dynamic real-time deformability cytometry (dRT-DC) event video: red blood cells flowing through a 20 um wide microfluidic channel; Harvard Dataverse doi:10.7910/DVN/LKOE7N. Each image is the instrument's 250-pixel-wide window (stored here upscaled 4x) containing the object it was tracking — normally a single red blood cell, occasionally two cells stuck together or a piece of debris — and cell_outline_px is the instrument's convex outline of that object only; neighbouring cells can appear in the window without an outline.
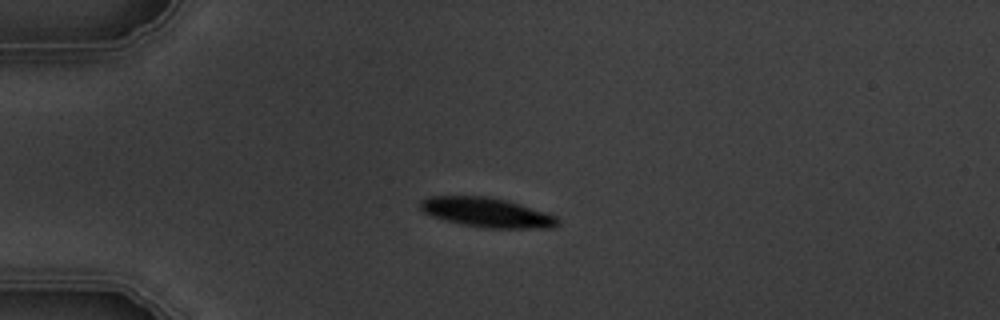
{"species": "common noctule bat (a hibernating species)", "species_latin": "Nyctalus noctula", "temperature_condition": "warm", "stored_images_in_passage": 9, "camera_frame_rate_fps": 3000, "um_per_image_px": 0.085, "animal": {"sex": "male", "body_mass_g": 19.5, "forearm_length_mm": 54.6}, "frame": {"image": 1, "passage_image": 4, "time_ms": 3.333, "image_size_px": [1000, 320], "cell_outline_px": [[560, 224], [552, 228], [484, 228], [460, 224], [444, 220], [432, 216], [424, 212], [420, 208], [420, 200], [428, 196], [488, 196], [520, 204], [556, 216], [560, 220]], "centroid_in_image_um": [41.36, 18.06], "position_along_channel_um": 43.6, "area_um2": 23.7}}
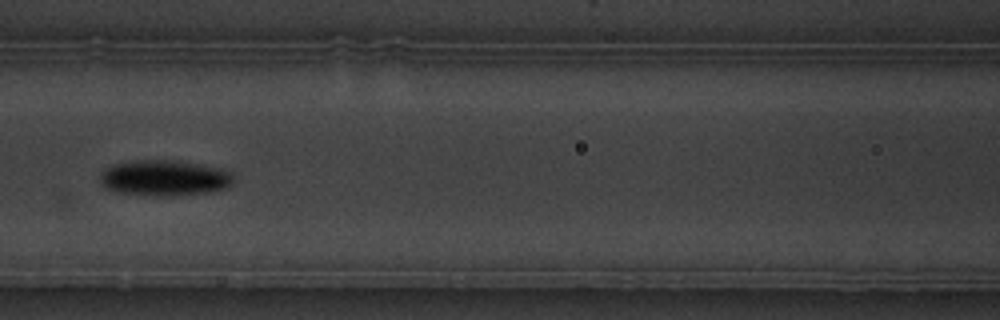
{"frame": {"image": 2, "passage_image": 7, "time_ms": 7.0, "image_size_px": [1000, 320], "cell_outline_px": [[232, 184], [224, 188], [208, 192], [120, 192], [104, 188], [100, 184], [100, 176], [104, 168], [112, 164], [136, 160], [176, 160], [220, 168], [228, 172], [232, 176]], "centroid_in_image_um": [13.91, 15.05], "position_along_channel_um": 152.7, "area_um2": 26.24}}